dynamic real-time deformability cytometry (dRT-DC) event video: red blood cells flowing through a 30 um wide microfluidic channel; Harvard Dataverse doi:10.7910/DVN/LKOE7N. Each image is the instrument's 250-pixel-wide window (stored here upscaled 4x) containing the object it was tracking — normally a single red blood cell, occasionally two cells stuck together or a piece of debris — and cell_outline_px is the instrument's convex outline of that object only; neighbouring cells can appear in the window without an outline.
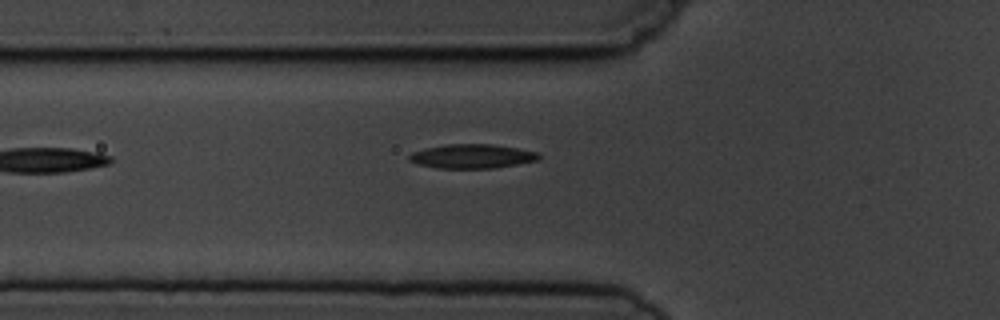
{"species": "common noctule bat (a hibernating species)", "species_latin": "Nyctalus noctula", "temperature_condition": "cold", "stored_images_in_passage": 3, "camera_frame_rate_fps": 3000, "um_per_image_px": 0.085, "animal": {"sex": "male", "body_mass_g": 19.5, "forearm_length_mm": 54.6}, "frame": {"image": 1, "passage_image": 3, "time_ms": 2.333, "image_size_px": [1000, 320], "cell_outline_px": [[540, 160], [496, 168], [436, 168], [420, 164], [408, 160], [408, 156], [412, 152], [424, 148], [448, 144], [492, 144], [516, 148], [536, 152], [540, 156]], "centroid_in_image_um": [40.12, 13.28], "position_along_channel_um": 85.7, "area_um2": 18.21}}